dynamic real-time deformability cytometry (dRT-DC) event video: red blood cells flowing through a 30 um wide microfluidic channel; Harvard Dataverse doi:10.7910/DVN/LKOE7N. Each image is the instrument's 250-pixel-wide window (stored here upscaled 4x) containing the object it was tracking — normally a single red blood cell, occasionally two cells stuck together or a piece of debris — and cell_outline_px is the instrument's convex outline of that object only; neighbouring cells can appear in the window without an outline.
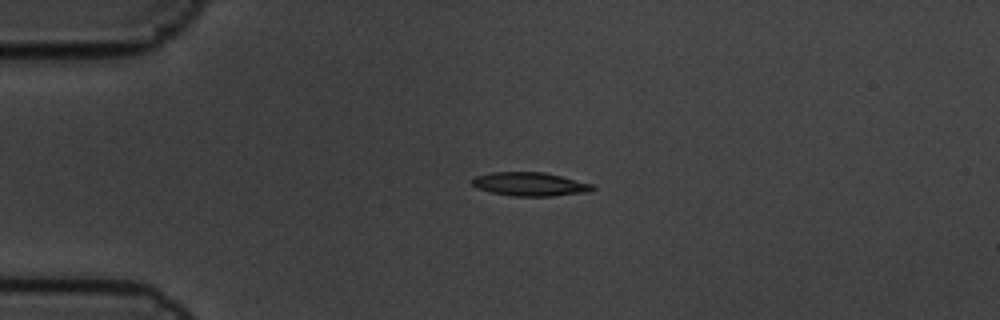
{"species": "common noctule bat (a hibernating species)", "species_latin": "Nyctalus noctula", "temperature_condition": "cold", "stored_images_in_passage": 6, "camera_frame_rate_fps": 3000, "um_per_image_px": 0.085, "animal": {"sex": "male", "body_mass_g": 19.5, "forearm_length_mm": 54.6}, "frame": {"image": 1, "passage_image": 5, "time_ms": 1.333, "image_size_px": [1000, 320], "cell_outline_px": [[596, 188], [592, 192], [552, 196], [512, 196], [492, 192], [476, 188], [468, 180], [476, 176], [492, 172], [544, 172], [592, 184]], "centroid_in_image_um": [45.04, 15.66], "position_along_channel_um": 40.0, "area_um2": 16.7}}